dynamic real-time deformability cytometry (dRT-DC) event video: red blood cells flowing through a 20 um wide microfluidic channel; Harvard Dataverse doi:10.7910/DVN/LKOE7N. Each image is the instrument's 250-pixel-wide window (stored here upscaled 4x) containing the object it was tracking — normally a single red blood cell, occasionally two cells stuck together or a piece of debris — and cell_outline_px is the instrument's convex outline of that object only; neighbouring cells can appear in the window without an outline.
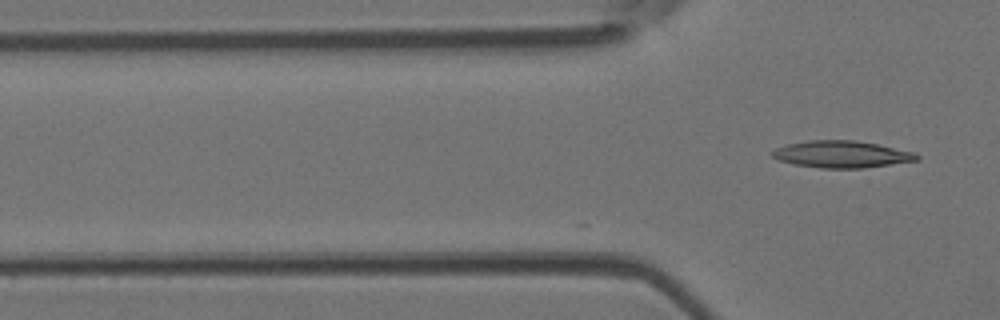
{"species": "Egyptian fruit bat (a non-hibernating species)", "species_latin": "Rousettus aegyptiacus", "temperature_condition": "room temperature", "stored_images_in_passage": 2, "camera_frame_rate_fps": 3000, "um_per_image_px": 0.085, "animal": {"sex": "female"}, "frame": {"image": 1, "passage_image": 2, "time_ms": 0.333, "image_size_px": [1000, 320], "cell_outline_px": [[920, 160], [864, 168], [820, 168], [796, 164], [780, 160], [772, 156], [772, 152], [776, 148], [784, 144], [808, 140], [852, 140], [876, 144], [912, 152], [920, 156]], "centroid_in_image_um": [71.53, 13.11], "position_along_channel_um": 54.3, "area_um2": 22.48}}